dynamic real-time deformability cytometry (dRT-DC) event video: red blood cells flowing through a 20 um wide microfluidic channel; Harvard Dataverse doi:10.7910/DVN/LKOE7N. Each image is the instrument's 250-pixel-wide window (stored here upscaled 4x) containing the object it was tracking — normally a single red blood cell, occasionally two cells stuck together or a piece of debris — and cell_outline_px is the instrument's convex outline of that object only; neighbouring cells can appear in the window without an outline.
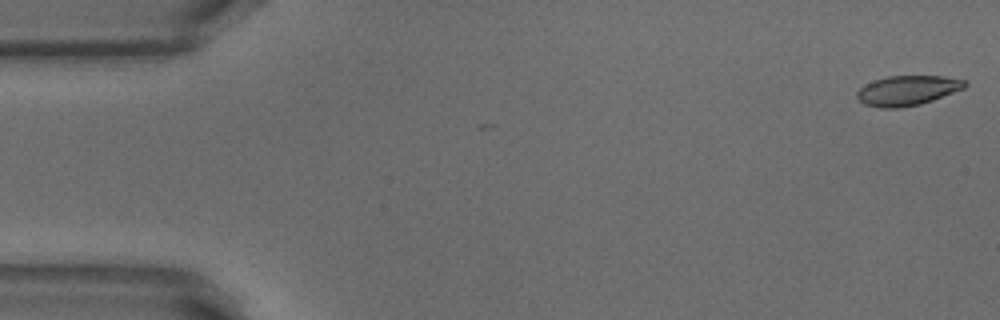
{"species": "common noctule bat (a hibernating species)", "species_latin": "Nyctalus noctula", "temperature_condition": "warm", "stored_images_in_passage": 4, "camera_frame_rate_fps": 3000, "um_per_image_px": 0.085, "animal": {"sex": "male", "body_mass_g": 18.8}, "frame": {"image": 1, "passage_image": 1, "time_ms": 0.0, "image_size_px": [1000, 320], "cell_outline_px": [[968, 84], [964, 88], [932, 100], [920, 104], [900, 108], [880, 108], [864, 104], [856, 96], [856, 92], [864, 84], [888, 76], [944, 76], [964, 80]], "centroid_in_image_um": [77.11, 7.69], "position_along_channel_um": 7.9, "area_um2": 18.67}}